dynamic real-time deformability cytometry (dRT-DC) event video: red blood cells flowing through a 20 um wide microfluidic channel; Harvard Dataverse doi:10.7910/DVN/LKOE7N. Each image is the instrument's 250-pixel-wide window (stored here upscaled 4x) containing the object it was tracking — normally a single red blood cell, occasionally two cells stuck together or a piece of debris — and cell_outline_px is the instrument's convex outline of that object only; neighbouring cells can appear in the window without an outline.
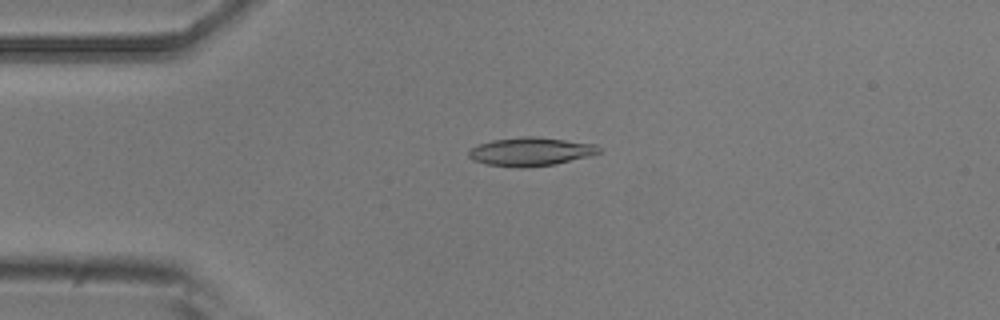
{"species": "common noctule bat (a hibernating species)", "species_latin": "Nyctalus noctula", "temperature_condition": "room temperature", "stored_images_in_passage": 8, "camera_frame_rate_fps": 3000, "um_per_image_px": 0.085, "animal": {"sex": "male", "body_mass_g": 20.5, "forearm_length_mm": 52.5}, "frame": {"image": 1, "passage_image": 3, "time_ms": 3.0, "image_size_px": [1000, 320], "cell_outline_px": [[600, 152], [588, 156], [556, 164], [524, 168], [516, 168], [484, 164], [472, 160], [468, 156], [468, 152], [472, 148], [480, 144], [492, 140], [524, 136], [532, 136], [596, 144], [600, 148]], "centroid_in_image_um": [45.07, 12.9], "position_along_channel_um": 39.9, "area_um2": 21.62}}
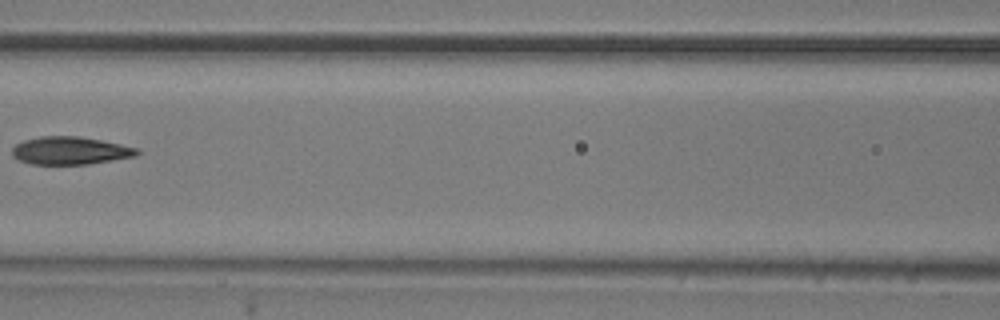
{"frame": {"image": 2, "passage_image": 6, "time_ms": 6.667, "image_size_px": [1000, 320], "cell_outline_px": [[140, 152], [136, 156], [88, 164], [28, 164], [12, 156], [12, 148], [16, 144], [24, 140], [40, 136], [76, 136], [100, 140], [120, 144], [136, 148]], "centroid_in_image_um": [5.93, 12.8], "position_along_channel_um": 160.7, "area_um2": 20.11}}
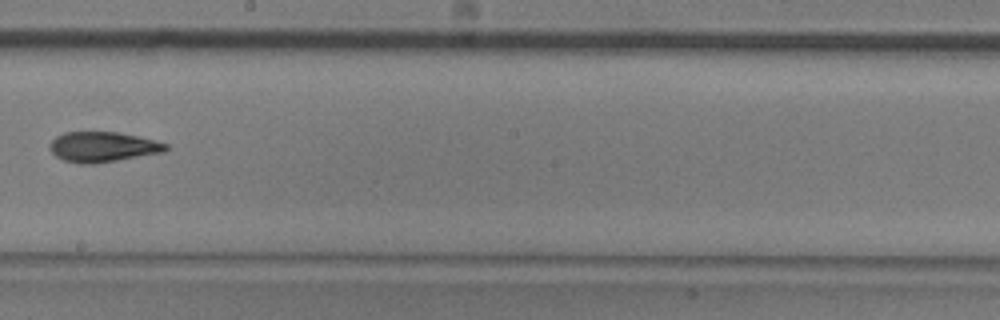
{"frame": {"image": 3, "passage_image": 8, "time_ms": 8.667, "image_size_px": [1000, 320], "cell_outline_px": [[168, 148], [164, 152], [92, 164], [76, 164], [60, 160], [48, 148], [48, 144], [56, 136], [64, 132], [116, 132], [136, 136], [168, 144]], "centroid_in_image_um": [8.65, 12.49], "position_along_channel_um": 239.5, "area_um2": 20.4}}